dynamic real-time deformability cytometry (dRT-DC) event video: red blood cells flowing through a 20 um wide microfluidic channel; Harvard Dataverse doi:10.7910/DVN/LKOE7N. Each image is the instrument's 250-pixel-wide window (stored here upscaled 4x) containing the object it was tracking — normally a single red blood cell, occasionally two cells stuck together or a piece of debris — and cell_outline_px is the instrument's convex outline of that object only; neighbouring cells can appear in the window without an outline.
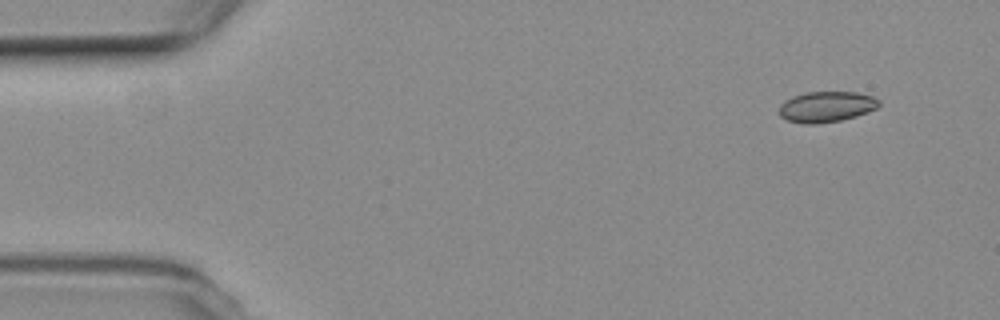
{"species": "common noctule bat (a hibernating species)", "species_latin": "Nyctalus noctula", "temperature_condition": "room temperature", "stored_images_in_passage": 8, "camera_frame_rate_fps": 3000, "um_per_image_px": 0.085, "animal": {"sex": "female", "body_mass_g": 19.3, "forearm_length_mm": 54.1}, "frame": {"image": 1, "passage_image": 2, "time_ms": 1.333, "image_size_px": [1000, 320], "cell_outline_px": [[880, 104], [876, 108], [856, 116], [840, 120], [816, 124], [804, 124], [788, 120], [780, 116], [780, 104], [784, 100], [792, 96], [804, 92], [856, 92], [872, 96], [880, 100]], "centroid_in_image_um": [70.22, 9.06], "position_along_channel_um": 14.8, "area_um2": 17.86}}
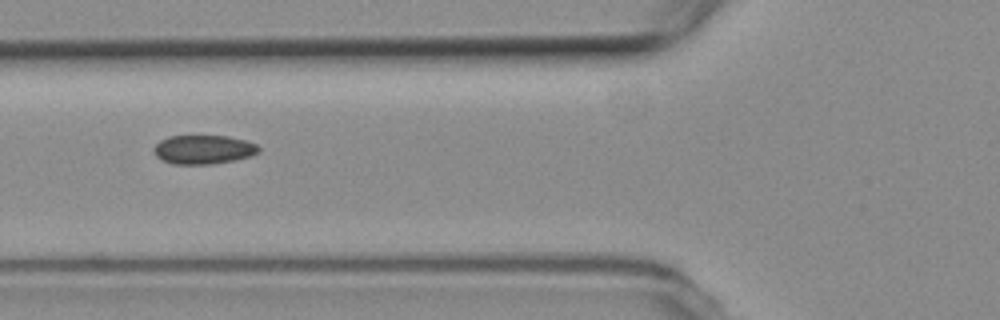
{"frame": {"image": 2, "passage_image": 7, "time_ms": 7.0, "image_size_px": [1000, 320], "cell_outline_px": [[260, 152], [252, 156], [212, 164], [172, 164], [160, 160], [152, 152], [152, 148], [160, 140], [168, 136], [228, 136], [248, 140], [256, 144], [260, 148]], "centroid_in_image_um": [17.28, 12.71], "position_along_channel_um": 108.5, "area_um2": 17.98}}
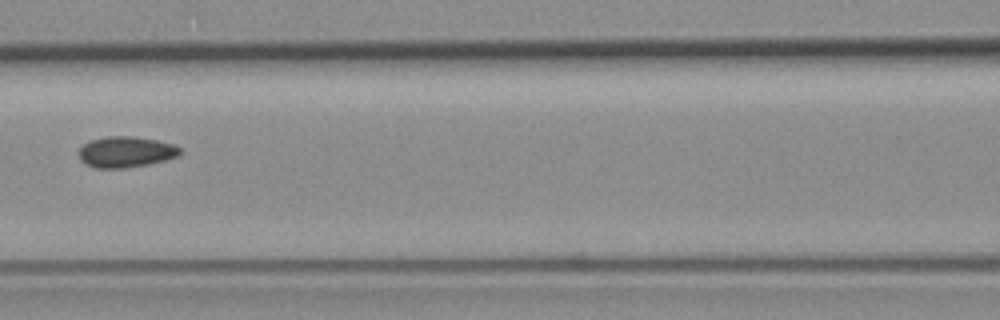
{"frame": {"image": 3, "passage_image": 8, "time_ms": 8.333, "image_size_px": [1000, 320], "cell_outline_px": [[180, 156], [148, 164], [124, 168], [96, 168], [84, 164], [80, 160], [76, 152], [84, 144], [92, 140], [108, 136], [132, 136], [156, 140], [172, 144], [180, 148]], "centroid_in_image_um": [10.65, 12.92], "position_along_channel_um": 155.9, "area_um2": 18.26}}